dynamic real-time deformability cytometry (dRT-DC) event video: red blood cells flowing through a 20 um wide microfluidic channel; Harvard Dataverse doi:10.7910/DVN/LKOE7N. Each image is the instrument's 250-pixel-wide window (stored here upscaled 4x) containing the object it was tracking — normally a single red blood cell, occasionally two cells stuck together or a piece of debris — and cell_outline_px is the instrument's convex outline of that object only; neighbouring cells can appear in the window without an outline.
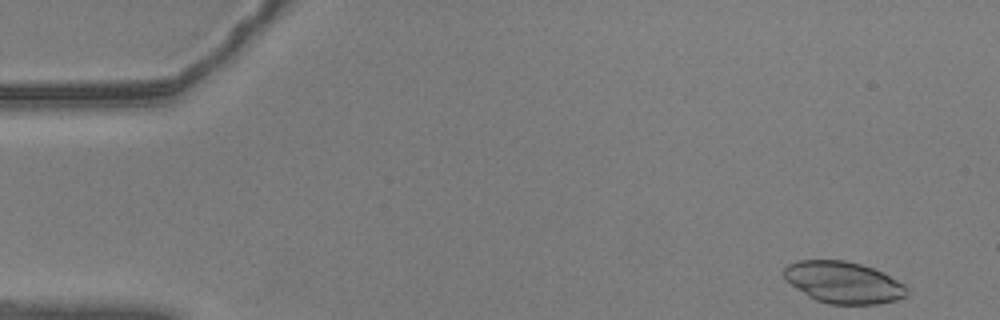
{"species": "common noctule bat (a hibernating species)", "species_latin": "Nyctalus noctula", "temperature_condition": "warm", "stored_images_in_passage": 54, "camera_frame_rate_fps": 3000, "um_per_image_px": 0.085, "animal": {"sex": "male", "body_mass_g": 20.5, "forearm_length_mm": 52.5}, "frame": {"image": 1, "passage_image": 1, "time_ms": 0.0, "image_size_px": [1000, 320], "cell_outline_px": [[908, 296], [896, 300], [876, 304], [828, 304], [816, 300], [808, 296], [784, 280], [784, 268], [788, 264], [796, 260], [844, 260], [860, 264], [884, 272], [904, 284], [908, 288]], "centroid_in_image_um": [71.69, 24.0], "position_along_channel_um": 13.3, "area_um2": 30.06}}